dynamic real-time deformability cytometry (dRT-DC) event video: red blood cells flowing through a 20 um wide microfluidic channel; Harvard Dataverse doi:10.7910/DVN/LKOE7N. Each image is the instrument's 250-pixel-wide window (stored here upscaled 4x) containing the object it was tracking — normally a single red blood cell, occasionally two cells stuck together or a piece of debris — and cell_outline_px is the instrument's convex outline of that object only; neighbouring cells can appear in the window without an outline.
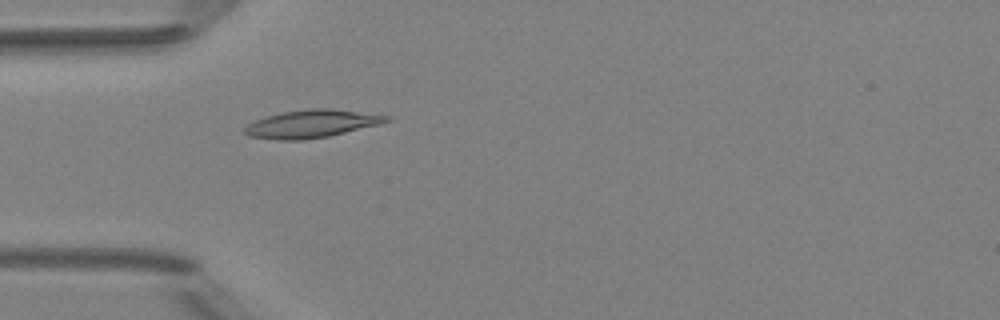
{"species": "Egyptian fruit bat (a non-hibernating species)", "species_latin": "Rousettus aegyptiacus", "temperature_condition": "room temperature", "stored_images_in_passage": 4, "camera_frame_rate_fps": 3000, "um_per_image_px": 0.085, "animal": {"sex": "female"}, "frame": {"image": 1, "passage_image": 4, "time_ms": 4.333, "image_size_px": [1000, 320], "cell_outline_px": [[392, 120], [380, 124], [328, 136], [304, 140], [276, 140], [248, 136], [244, 132], [244, 128], [248, 124], [256, 120], [268, 116], [284, 112], [308, 108], [328, 108], [392, 116]], "centroid_in_image_um": [26.5, 10.52], "position_along_channel_um": 58.5, "area_um2": 22.89}}